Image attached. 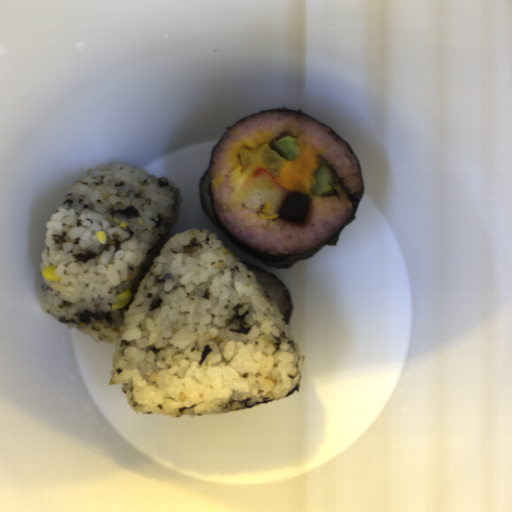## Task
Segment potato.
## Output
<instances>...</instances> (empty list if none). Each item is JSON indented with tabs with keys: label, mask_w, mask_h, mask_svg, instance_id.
Instances as JSON below:
<instances>
[{
	"label": "potato",
	"mask_w": 512,
	"mask_h": 512,
	"mask_svg": "<svg viewBox=\"0 0 512 512\" xmlns=\"http://www.w3.org/2000/svg\"><path fill=\"white\" fill-rule=\"evenodd\" d=\"M286 163V159L272 151L268 143L256 150L244 146L239 148V173L248 177L255 169L261 167L272 174L274 179L279 178L285 170Z\"/></svg>",
	"instance_id": "obj_1"
},
{
	"label": "potato",
	"mask_w": 512,
	"mask_h": 512,
	"mask_svg": "<svg viewBox=\"0 0 512 512\" xmlns=\"http://www.w3.org/2000/svg\"><path fill=\"white\" fill-rule=\"evenodd\" d=\"M310 203V194L289 192V195L278 211V218L285 221L304 224Z\"/></svg>",
	"instance_id": "obj_2"
}]
</instances>
